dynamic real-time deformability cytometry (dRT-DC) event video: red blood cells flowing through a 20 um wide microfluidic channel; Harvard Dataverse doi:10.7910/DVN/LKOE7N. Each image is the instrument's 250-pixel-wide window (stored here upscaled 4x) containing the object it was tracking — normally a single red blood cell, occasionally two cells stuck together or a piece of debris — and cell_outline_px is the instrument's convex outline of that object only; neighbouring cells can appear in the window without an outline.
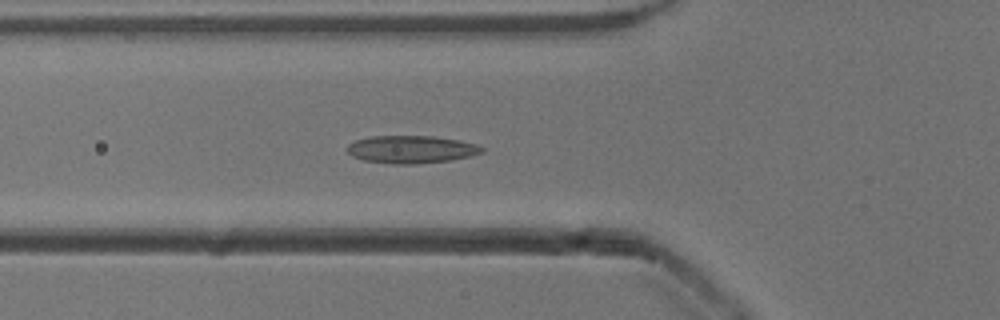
{"species": "common noctule bat (a hibernating species)", "species_latin": "Nyctalus noctula", "temperature_condition": "cold", "stored_images_in_passage": 53, "camera_frame_rate_fps": 3000, "um_per_image_px": 0.085, "animal": {"sex": "male", "body_mass_g": 13.3}, "frame": {"image": 1, "passage_image": 19, "time_ms": 6.0, "image_size_px": [1000, 320], "cell_outline_px": [[484, 152], [472, 156], [448, 160], [416, 164], [392, 164], [364, 160], [352, 156], [344, 148], [348, 144], [356, 140], [372, 136], [432, 136], [460, 140], [476, 144], [484, 148]], "centroid_in_image_um": [34.95, 12.7], "position_along_channel_um": 90.9, "area_um2": 21.79}}
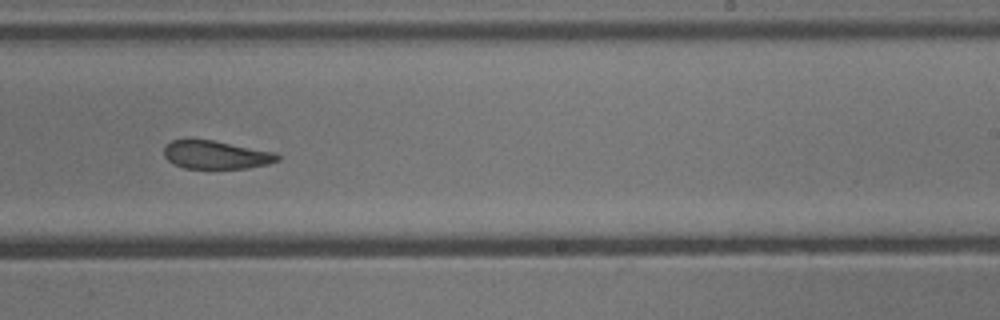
{"frame": {"image": 2, "passage_image": 33, "time_ms": 10.667, "image_size_px": [1000, 320], "cell_outline_px": [[280, 160], [268, 164], [248, 168], [184, 168], [172, 164], [164, 156], [164, 148], [172, 140], [212, 140], [276, 152], [280, 156]], "centroid_in_image_um": [18.39, 13.17], "position_along_channel_um": 270.6, "area_um2": 18.61}}
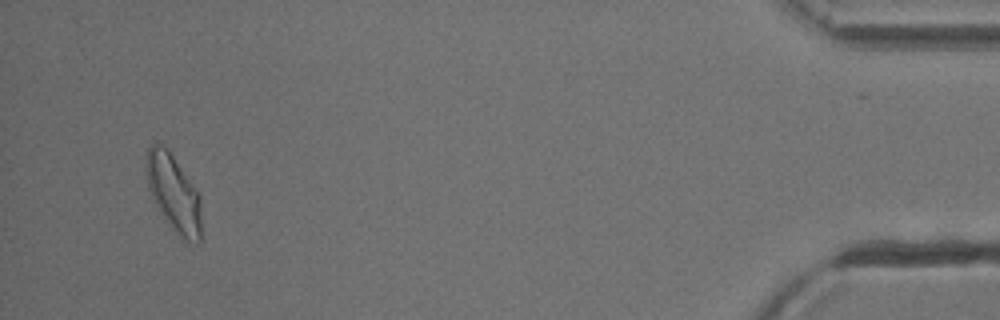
{"frame": {"image": 3, "passage_image": 51, "time_ms": 16.667, "image_size_px": [1000, 320], "cell_outline_px": [[200, 244], [196, 244], [184, 240], [172, 228], [156, 208], [152, 200], [148, 188], [144, 168], [148, 148], [152, 140], [160, 144], [172, 156], [200, 196]], "centroid_in_image_um": [14.7, 16.43], "position_along_channel_um": 420.5, "area_um2": 24.62}, "authors_computed_cell_mechanics": {"area_um2": 21.386, "velocity_mm_per_s": 3.8396, "shape_relaxation_time_tau1_ms": null, "shape_relaxation_time_tau2_ms": 2.6728, "deformation_change_tau1": null, "deformation_change_tau2": 0.0975}}